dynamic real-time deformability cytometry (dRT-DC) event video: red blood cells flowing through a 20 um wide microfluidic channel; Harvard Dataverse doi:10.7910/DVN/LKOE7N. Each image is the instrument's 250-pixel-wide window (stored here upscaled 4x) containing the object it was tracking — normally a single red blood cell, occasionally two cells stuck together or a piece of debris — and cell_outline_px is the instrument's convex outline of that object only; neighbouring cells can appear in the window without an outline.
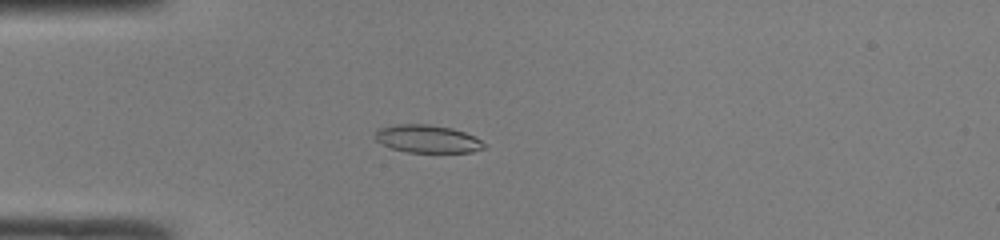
{"species": "common noctule bat (a hibernating species)", "species_latin": "Nyctalus noctula", "temperature_condition": "room temperature", "stored_images_in_passage": 37, "camera_frame_rate_fps": 3000, "um_per_image_px": 0.085, "animal": {"sex": "male", "body_mass_g": 19.0, "forearm_length_mm": 50.8}, "frame": {"image": 1, "passage_image": 2, "time_ms": 0.333, "image_size_px": [1000, 240], "cell_outline_px": [[488, 144], [484, 148], [472, 152], [408, 152], [392, 148], [376, 140], [376, 128], [396, 124], [428, 124], [452, 128], [464, 132]], "centroid_in_image_um": [36.34, 11.8], "position_along_channel_um": 48.7, "area_um2": 17.57}}
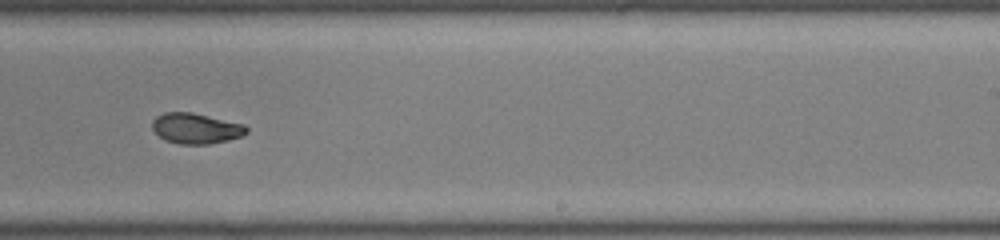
{"frame": {"image": 2, "passage_image": 19, "time_ms": 6.0, "image_size_px": [1000, 240], "cell_outline_px": [[248, 132], [244, 136], [228, 140], [208, 144], [180, 144], [164, 140], [152, 128], [152, 120], [156, 116], [164, 112], [192, 112], [244, 124], [248, 128]], "centroid_in_image_um": [16.67, 10.91], "position_along_channel_um": 272.3, "area_um2": 16.88}}
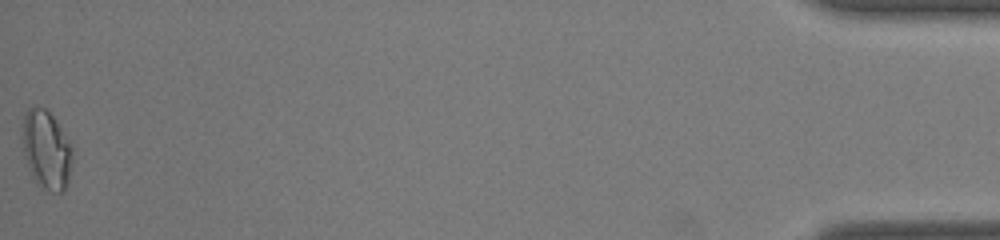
{"frame": {"image": 3, "passage_image": 37, "time_ms": 12.0, "image_size_px": [1000, 240], "cell_outline_px": [[72, 160], [68, 180], [64, 192], [52, 192], [36, 184], [32, 176], [24, 156], [20, 136], [20, 128], [24, 116], [28, 108], [32, 104], [36, 104], [44, 108], [52, 116], [60, 128], [72, 148]], "centroid_in_image_um": [3.89, 12.71], "position_along_channel_um": 431.3, "area_um2": 23.24}, "authors_computed_cell_mechanics": {"area_um2": 17.5134, "velocity_mm_per_s": 4.2213, "shape_relaxation_time_tau1_ms": 4.7125, "shape_relaxation_time_tau2_ms": 1.8532, "deformation_change_tau1": 0.166, "deformation_change_tau2": 0.0631}}